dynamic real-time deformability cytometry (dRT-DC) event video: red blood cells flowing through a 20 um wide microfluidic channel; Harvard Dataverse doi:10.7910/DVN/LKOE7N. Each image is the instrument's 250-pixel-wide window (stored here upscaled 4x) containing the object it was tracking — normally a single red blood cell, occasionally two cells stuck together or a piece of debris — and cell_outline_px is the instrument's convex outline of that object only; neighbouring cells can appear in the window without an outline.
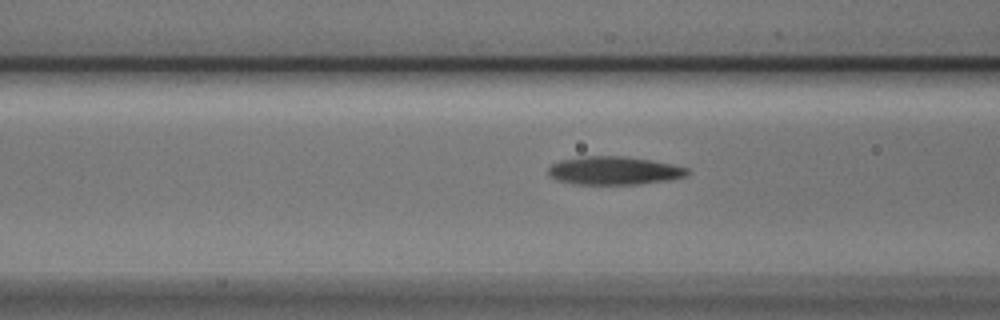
{"species": "Egyptian fruit bat (a non-hibernating species)", "species_latin": "Rousettus aegyptiacus", "temperature_condition": "cold", "stored_images_in_passage": 5, "camera_frame_rate_fps": 3000, "um_per_image_px": 0.085, "animal": {"sex": "male"}, "frame": {"image": 1, "passage_image": 4, "time_ms": 1.0, "image_size_px": [1000, 320], "cell_outline_px": [[688, 172], [684, 176], [668, 180], [640, 184], [572, 184], [556, 180], [548, 176], [548, 168], [552, 164], [560, 160], [584, 156], [620, 156], [652, 160], [688, 168]], "centroid_in_image_um": [52.13, 14.5], "position_along_channel_um": 114.5, "area_um2": 22.83}}